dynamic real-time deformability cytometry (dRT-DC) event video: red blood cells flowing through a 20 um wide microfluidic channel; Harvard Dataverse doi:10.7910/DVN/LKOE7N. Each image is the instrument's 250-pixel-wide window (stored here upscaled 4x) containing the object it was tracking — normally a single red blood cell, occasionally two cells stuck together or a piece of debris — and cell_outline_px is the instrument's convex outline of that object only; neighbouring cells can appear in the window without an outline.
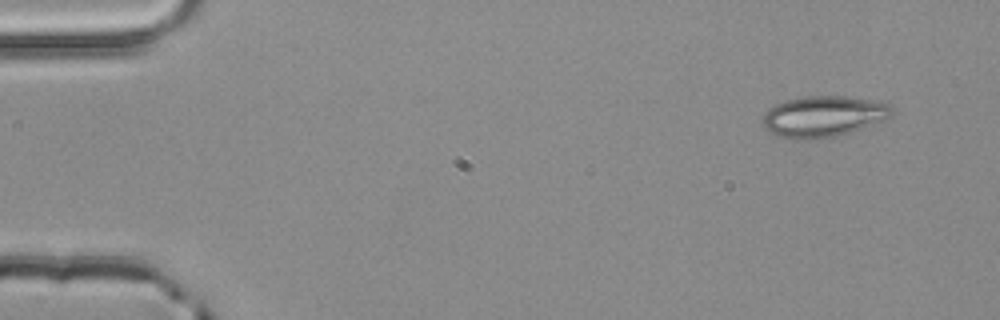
{"species": "common noctule bat (a hibernating species)", "species_latin": "Nyctalus noctula", "temperature_condition": "room temperature", "stored_images_in_passage": 4, "camera_frame_rate_fps": 3000, "um_per_image_px": 0.085, "animal": {"sex": "male", "body_mass_g": 20.4}, "frame": {"image": 1, "passage_image": 1, "time_ms": 0.0, "image_size_px": [1000, 320], "cell_outline_px": [[892, 116], [888, 120], [836, 136], [796, 140], [776, 136], [764, 128], [764, 112], [768, 108], [776, 104], [788, 100], [804, 96], [844, 96], [872, 100], [888, 104], [892, 108]], "centroid_in_image_um": [69.99, 9.9], "position_along_channel_um": 15.0, "area_um2": 30.87}}